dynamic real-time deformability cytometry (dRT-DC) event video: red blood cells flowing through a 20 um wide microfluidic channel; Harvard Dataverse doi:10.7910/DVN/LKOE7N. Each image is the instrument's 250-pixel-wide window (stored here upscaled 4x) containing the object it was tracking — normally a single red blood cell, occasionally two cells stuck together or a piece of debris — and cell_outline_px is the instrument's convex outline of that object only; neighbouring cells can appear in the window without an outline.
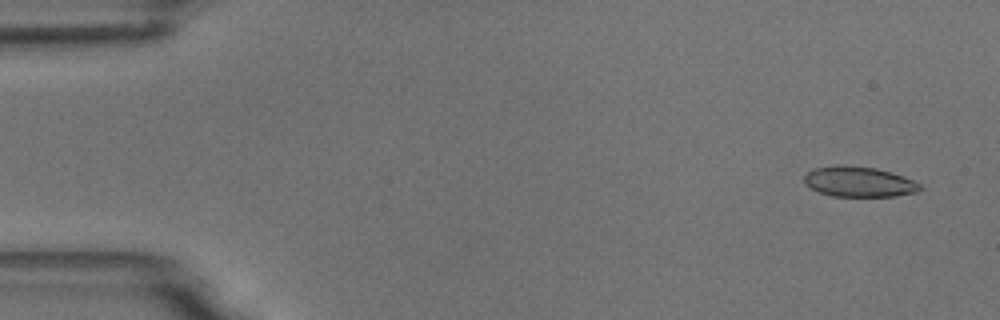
{"species": "common noctule bat (a hibernating species)", "species_latin": "Nyctalus noctula", "temperature_condition": "room temperature", "stored_images_in_passage": 4, "camera_frame_rate_fps": 3000, "um_per_image_px": 0.085, "animal": {"sex": "male", "body_mass_g": 18.8}, "frame": {"image": 1, "passage_image": 1, "time_ms": 0.0, "image_size_px": [1000, 320], "cell_outline_px": [[924, 188], [916, 192], [896, 196], [832, 196], [820, 192], [804, 184], [804, 176], [808, 172], [816, 168], [836, 164], [844, 164], [876, 168], [904, 176], [920, 184]], "centroid_in_image_um": [73.01, 15.44], "position_along_channel_um": 12.0, "area_um2": 20.52}}